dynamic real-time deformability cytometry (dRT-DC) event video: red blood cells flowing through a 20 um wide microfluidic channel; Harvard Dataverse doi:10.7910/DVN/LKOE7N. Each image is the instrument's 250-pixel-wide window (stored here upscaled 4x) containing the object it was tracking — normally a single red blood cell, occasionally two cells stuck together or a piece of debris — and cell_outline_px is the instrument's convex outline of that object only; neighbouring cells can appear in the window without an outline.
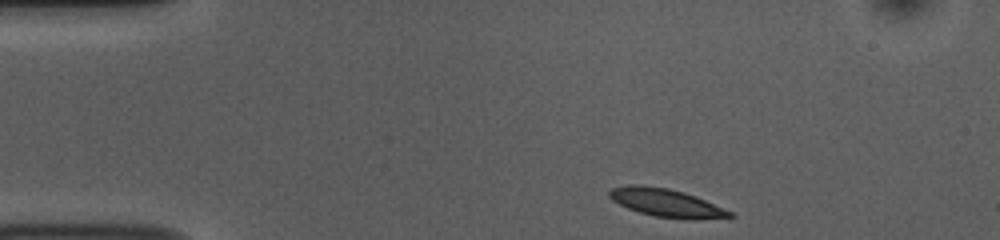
{"species": "common noctule bat (a hibernating species)", "species_latin": "Nyctalus noctula", "temperature_condition": "room temperature", "stored_images_in_passage": 46, "camera_frame_rate_fps": 3000, "um_per_image_px": 0.085, "animal": {"sex": "female", "body_mass_g": 10.0, "forearm_length_mm": 53.1}, "frame": {"image": 1, "passage_image": 1, "time_ms": 0.0, "image_size_px": [1000, 240], "cell_outline_px": [[736, 216], [700, 220], [684, 220], [656, 216], [640, 212], [628, 208], [612, 200], [608, 196], [608, 192], [612, 188], [628, 184], [640, 184], [668, 188], [684, 192], [696, 196], [732, 212]], "centroid_in_image_um": [56.64, 17.24], "position_along_channel_um": 28.4, "area_um2": 19.88}}
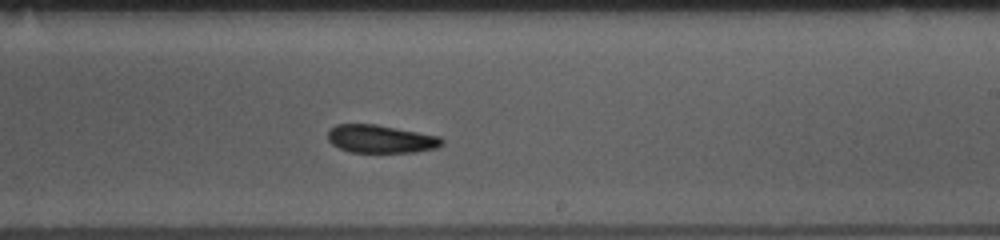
{"frame": {"image": 2, "passage_image": 24, "time_ms": 7.667, "image_size_px": [1000, 240], "cell_outline_px": [[444, 144], [436, 148], [416, 152], [352, 152], [340, 148], [332, 144], [328, 140], [328, 128], [336, 124], [376, 124], [440, 136], [444, 140]], "centroid_in_image_um": [32.37, 11.8], "position_along_channel_um": 256.6, "area_um2": 18.73}}
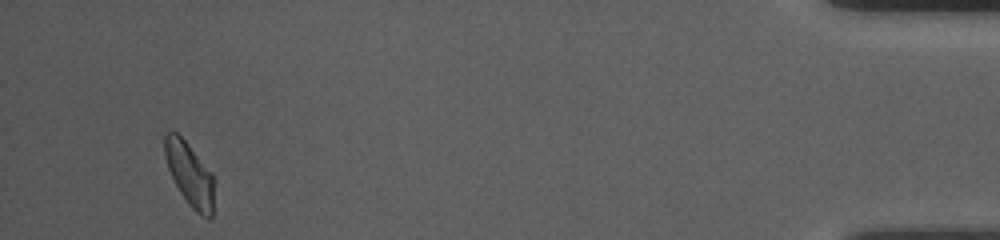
{"frame": {"image": 3, "passage_image": 43, "time_ms": 14.0, "image_size_px": [1000, 240], "cell_outline_px": [[212, 216], [208, 220], [200, 216], [188, 204], [180, 192], [168, 168], [164, 156], [164, 136], [168, 132], [176, 132], [188, 144], [212, 172]], "centroid_in_image_um": [16.1, 14.81], "position_along_channel_um": 419.1, "area_um2": 17.98}, "authors_computed_cell_mechanics": {"area_um2": 19.2185, "velocity_mm_per_s": 3.7149, "shape_relaxation_time_tau1_ms": 3.3807, "shape_relaxation_time_tau2_ms": 10.0936, "deformation_change_tau1": 0.106, "deformation_change_tau2": 0.1335}}